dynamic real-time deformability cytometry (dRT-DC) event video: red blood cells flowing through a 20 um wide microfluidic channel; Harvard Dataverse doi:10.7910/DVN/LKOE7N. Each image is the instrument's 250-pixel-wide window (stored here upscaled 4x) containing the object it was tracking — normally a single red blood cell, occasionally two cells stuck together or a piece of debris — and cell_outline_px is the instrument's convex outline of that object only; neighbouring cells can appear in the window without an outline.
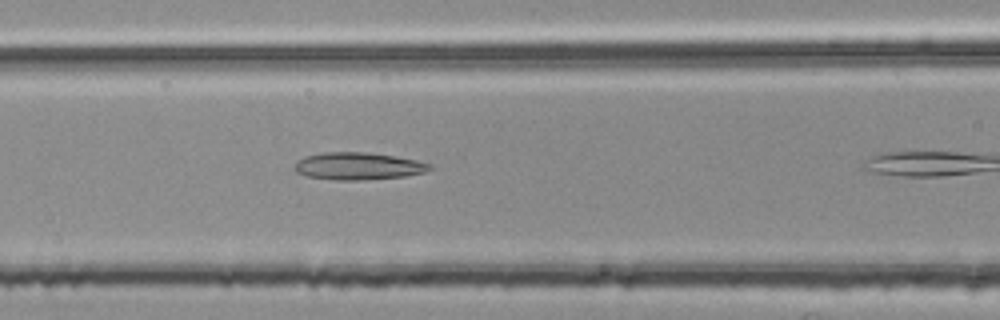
{"species": "common noctule bat (a hibernating species)", "species_latin": "Nyctalus noctula", "temperature_condition": "room temperature", "stored_images_in_passage": 27, "camera_frame_rate_fps": 3000, "um_per_image_px": 0.085, "animal": {"sex": "female", "body_mass_g": 25.1}, "frame": {"image": 1, "passage_image": 6, "time_ms": 1.667, "image_size_px": [1000, 320], "cell_outline_px": [[432, 168], [424, 172], [404, 176], [360, 180], [336, 180], [308, 176], [296, 172], [292, 168], [292, 164], [296, 160], [304, 156], [324, 152], [368, 152], [416, 160], [432, 164]], "centroid_in_image_um": [30.37, 14.11], "position_along_channel_um": 136.2, "area_um2": 21.56}}
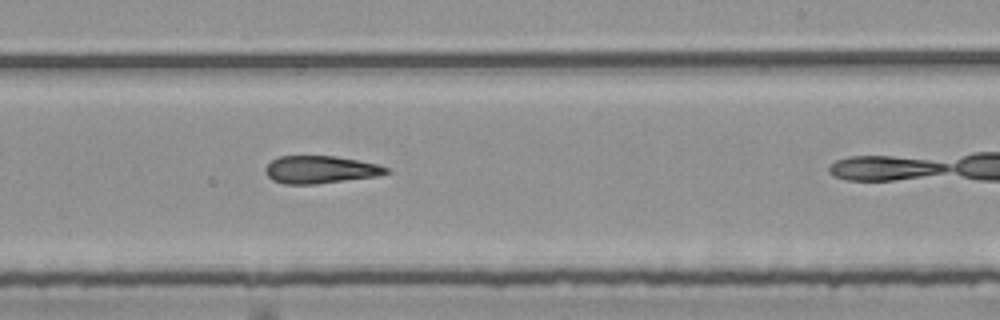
{"frame": {"image": 2, "passage_image": 16, "time_ms": 5.0, "image_size_px": [1000, 320], "cell_outline_px": [[392, 172], [376, 176], [316, 184], [284, 184], [272, 180], [268, 176], [264, 168], [272, 160], [280, 156], [336, 156], [376, 164], [388, 168]], "centroid_in_image_um": [27.21, 14.42], "position_along_channel_um": 261.8, "area_um2": 19.31}}
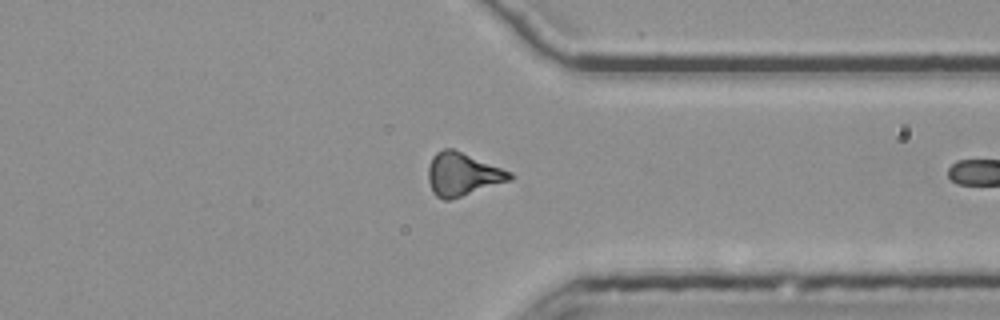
{"frame": {"image": 3, "passage_image": 25, "time_ms": 8.0, "image_size_px": [1000, 320], "cell_outline_px": [[516, 176], [512, 180], [448, 200], [444, 200], [436, 196], [432, 192], [428, 180], [428, 168], [432, 156], [436, 152], [444, 148], [452, 148], [512, 172]], "centroid_in_image_um": [39.32, 14.81], "position_along_channel_um": 372.1, "area_um2": 20.46}}